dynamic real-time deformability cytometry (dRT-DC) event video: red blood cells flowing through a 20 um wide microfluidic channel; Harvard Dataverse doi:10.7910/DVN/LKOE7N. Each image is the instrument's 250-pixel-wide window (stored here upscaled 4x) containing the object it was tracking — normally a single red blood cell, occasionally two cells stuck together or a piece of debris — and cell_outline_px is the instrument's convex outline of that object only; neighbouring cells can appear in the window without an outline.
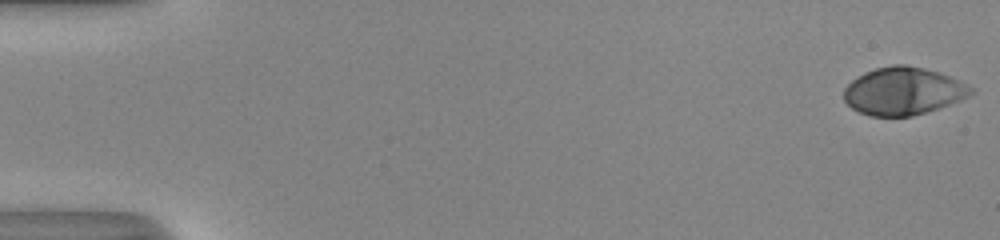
{"species": "human", "species_latin": "Homo sapiens", "temperature_condition": "room temperature", "stored_images_in_passage": 52, "camera_frame_rate_fps": 3000, "um_per_image_px": 0.085, "donor": {"sex": "male"}, "frame": {"image": 1, "passage_image": 1, "time_ms": 0.0, "image_size_px": [1000, 240], "cell_outline_px": [[976, 92], [960, 100], [912, 116], [872, 116], [860, 112], [852, 108], [844, 100], [844, 88], [852, 80], [864, 72], [876, 68], [892, 64], [904, 64], [924, 68], [940, 72], [972, 88]], "centroid_in_image_um": [76.74, 7.73], "position_along_channel_um": 8.3, "area_um2": 34.91}}
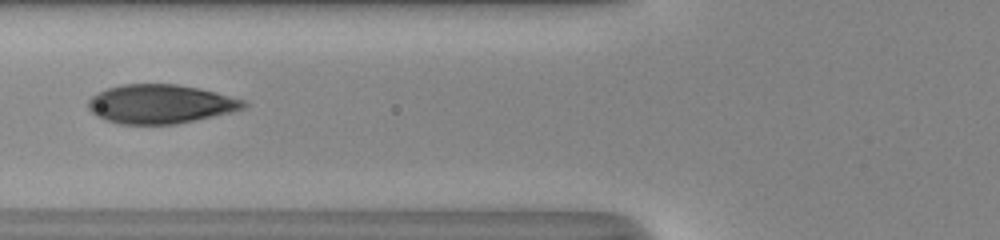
{"frame": {"image": 2, "passage_image": 22, "time_ms": 7.0, "image_size_px": [1000, 240], "cell_outline_px": [[248, 108], [232, 112], [196, 120], [176, 124], [120, 124], [104, 120], [96, 116], [88, 108], [88, 100], [96, 92], [120, 84], [176, 84], [200, 88], [248, 100]], "centroid_in_image_um": [13.67, 8.84], "position_along_channel_um": 112.1, "area_um2": 35.78}}
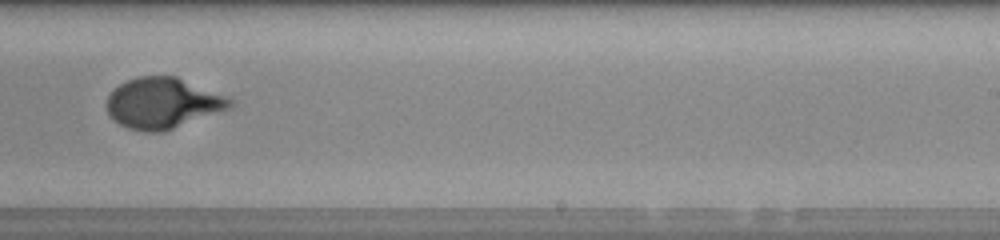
{"frame": {"image": 3, "passage_image": 34, "time_ms": 11.0, "image_size_px": [1000, 240], "cell_outline_px": [[236, 104], [232, 108], [160, 132], [148, 132], [128, 128], [120, 124], [108, 112], [108, 96], [120, 84], [136, 76], [176, 76], [236, 100]], "centroid_in_image_um": [13.89, 8.75], "position_along_channel_um": 275.1, "area_um2": 36.07}, "authors_computed_cell_mechanics": {"area_um2": 35.7493, "velocity_mm_per_s": 4.0917, "shape_relaxation_time_tau1_ms": 4.993, "shape_relaxation_time_tau2_ms": null, "deformation_change_tau1": 0.2455, "deformation_change_tau2": null}}